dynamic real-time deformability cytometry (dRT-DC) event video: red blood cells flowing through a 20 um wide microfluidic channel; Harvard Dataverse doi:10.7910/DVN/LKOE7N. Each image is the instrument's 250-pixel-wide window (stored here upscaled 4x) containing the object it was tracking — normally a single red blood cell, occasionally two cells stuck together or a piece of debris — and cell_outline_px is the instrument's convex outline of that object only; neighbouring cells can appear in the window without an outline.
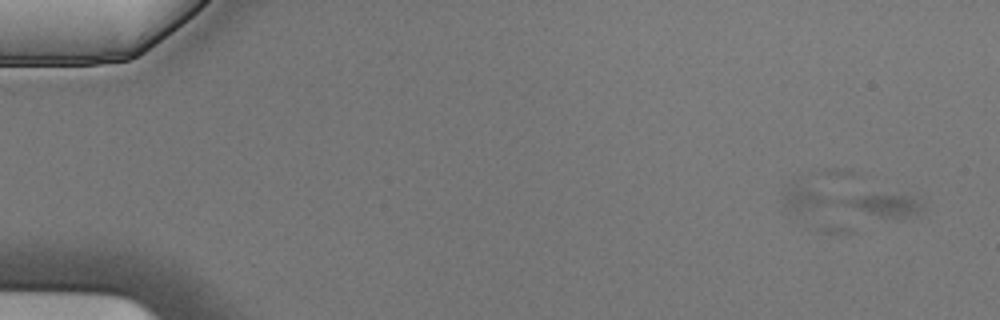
{"species": "Egyptian fruit bat (a non-hibernating species)", "species_latin": "Rousettus aegyptiacus", "temperature_condition": "cold", "stored_images_in_passage": 10, "camera_frame_rate_fps": 3000, "um_per_image_px": 0.085, "animal": {"sex": "male"}, "frame": {"image": 1, "passage_image": 2, "time_ms": 0.333, "image_size_px": [1000, 320], "cell_outline_px": [[924, 208], [920, 216], [896, 220], [788, 212], [784, 204], [780, 192], [788, 184], [796, 180], [908, 196], [924, 204]], "centroid_in_image_um": [72.07, 17.16], "position_along_channel_um": 12.9, "area_um2": 27.57}}